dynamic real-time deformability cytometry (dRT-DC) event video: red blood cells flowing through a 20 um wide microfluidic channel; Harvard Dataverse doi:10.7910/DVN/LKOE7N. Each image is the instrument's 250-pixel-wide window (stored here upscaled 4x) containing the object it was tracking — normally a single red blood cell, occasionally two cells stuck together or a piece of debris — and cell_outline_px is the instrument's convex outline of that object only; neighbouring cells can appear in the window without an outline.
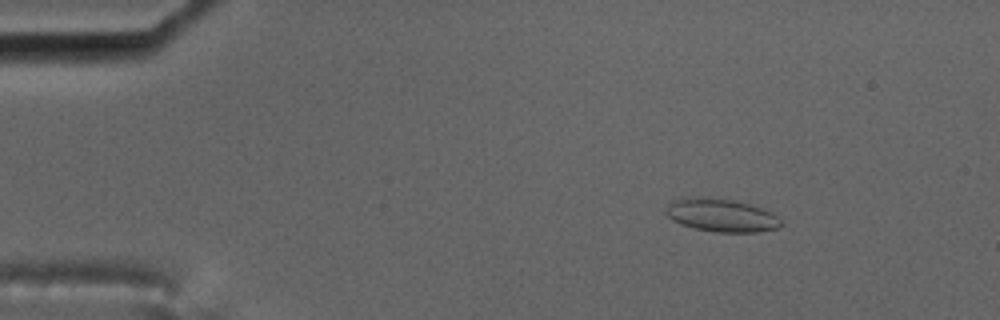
{"species": "common noctule bat (a hibernating species)", "species_latin": "Nyctalus noctula", "temperature_condition": "cold", "stored_images_in_passage": 58, "camera_frame_rate_fps": 3000, "um_per_image_px": 0.085, "animal": {"sex": "male", "body_mass_g": 17.5, "forearm_length_mm": 52.3}, "frame": {"image": 1, "passage_image": 9, "time_ms": 2.667, "image_size_px": [1000, 320], "cell_outline_px": [[784, 224], [776, 228], [756, 232], [716, 232], [696, 228], [680, 224], [672, 220], [664, 212], [668, 200], [680, 196], [700, 196], [732, 200], [764, 208], [772, 212]], "centroid_in_image_um": [61.23, 18.26], "position_along_channel_um": 23.8, "area_um2": 22.6}}
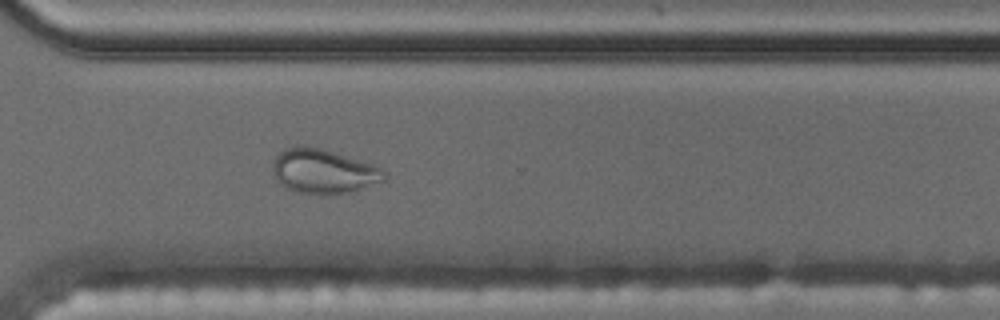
{"frame": {"image": 2, "passage_image": 43, "time_ms": 14.0, "image_size_px": [1000, 320], "cell_outline_px": [[388, 176], [384, 180], [360, 188], [344, 192], [300, 192], [284, 188], [280, 184], [272, 172], [272, 160], [284, 148], [296, 144], [300, 144], [320, 148], [372, 164], [380, 168]], "centroid_in_image_um": [27.41, 14.5], "position_along_channel_um": 343.2, "area_um2": 28.26}}
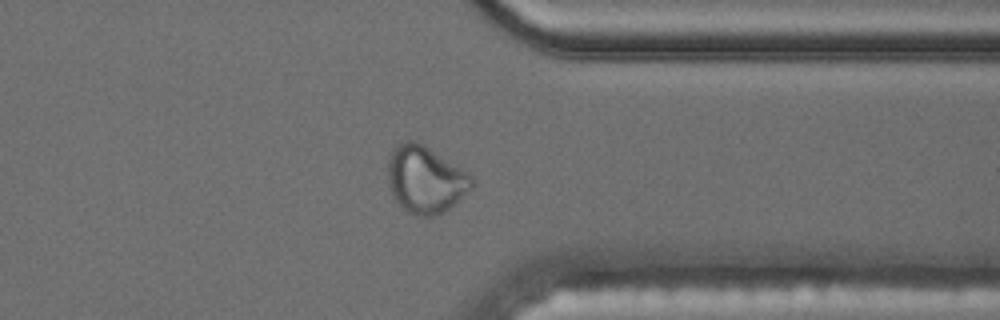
{"frame": {"image": 3, "passage_image": 46, "time_ms": 15.0, "image_size_px": [1000, 320], "cell_outline_px": [[472, 188], [444, 212], [436, 216], [424, 216], [408, 212], [392, 196], [388, 184], [388, 156], [404, 140], [412, 140], [428, 148], [472, 176]], "centroid_in_image_um": [36.12, 15.28], "position_along_channel_um": 375.3, "area_um2": 32.02}, "authors_computed_cell_mechanics": {"area_um2": 21.8773, "velocity_mm_per_s": 3.4935, "shape_relaxation_time_tau1_ms": null, "shape_relaxation_time_tau2_ms": 1.4905, "deformation_change_tau1": null, "deformation_change_tau2": 0.0585}}